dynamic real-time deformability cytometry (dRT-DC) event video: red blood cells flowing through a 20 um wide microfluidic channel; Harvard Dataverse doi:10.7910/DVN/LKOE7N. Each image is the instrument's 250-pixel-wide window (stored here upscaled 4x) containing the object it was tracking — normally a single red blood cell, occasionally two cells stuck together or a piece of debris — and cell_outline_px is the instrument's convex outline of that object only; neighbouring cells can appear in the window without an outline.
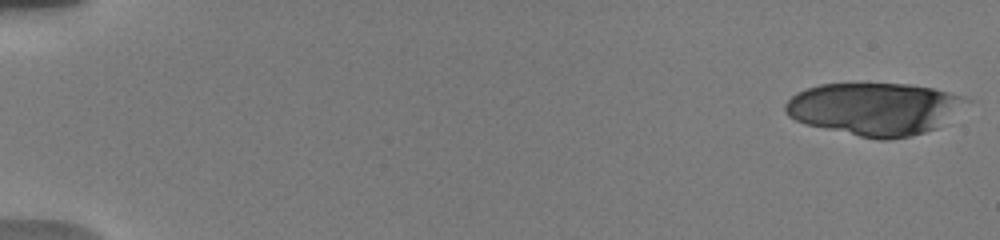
{"species": "human", "species_latin": "Homo sapiens", "temperature_condition": "warm", "stored_images_in_passage": 7, "camera_frame_rate_fps": 3000, "um_per_image_px": 0.085, "donor": {"sex": "male"}, "frame": {"image": 1, "passage_image": 1, "time_ms": 0.0, "image_size_px": [1000, 240], "cell_outline_px": [[960, 96], [936, 128], [924, 132], [908, 136], [888, 140], [880, 140], [860, 136], [808, 124], [796, 120], [788, 116], [784, 112], [784, 104], [796, 92], [820, 84], [908, 84], [932, 88], [948, 92]], "centroid_in_image_um": [74.09, 9.25], "position_along_channel_um": 10.9, "area_um2": 53.06}}